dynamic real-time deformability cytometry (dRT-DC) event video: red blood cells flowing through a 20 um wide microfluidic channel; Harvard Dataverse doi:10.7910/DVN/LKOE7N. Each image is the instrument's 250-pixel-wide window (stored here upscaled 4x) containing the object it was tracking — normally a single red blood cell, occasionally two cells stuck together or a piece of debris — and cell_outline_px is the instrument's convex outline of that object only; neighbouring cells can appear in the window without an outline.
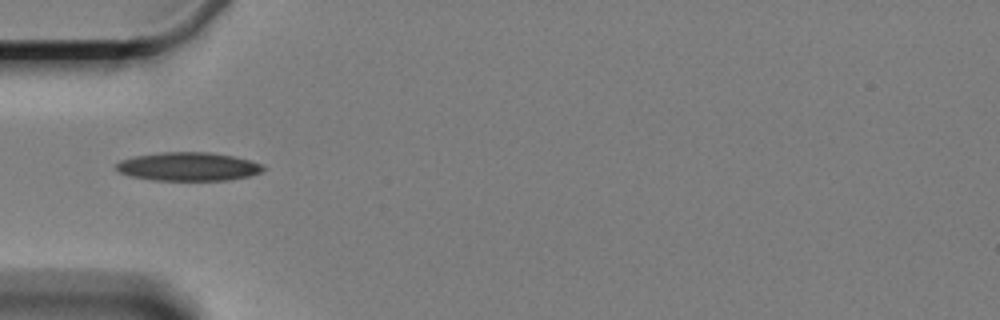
{"species": "Egyptian fruit bat (a non-hibernating species)", "species_latin": "Rousettus aegyptiacus", "temperature_condition": "cold", "stored_images_in_passage": 3, "camera_frame_rate_fps": 3000, "um_per_image_px": 0.085, "animal": {"sex": "female"}, "frame": {"image": 1, "passage_image": 1, "time_ms": 0.0, "image_size_px": [1000, 320], "cell_outline_px": [[268, 168], [260, 172], [248, 176], [228, 180], [152, 180], [132, 176], [120, 172], [116, 168], [116, 164], [120, 160], [132, 156], [160, 152], [212, 152], [252, 160], [264, 164]], "centroid_in_image_um": [16.04, 14.15], "position_along_channel_um": 69.0, "area_um2": 24.62}}
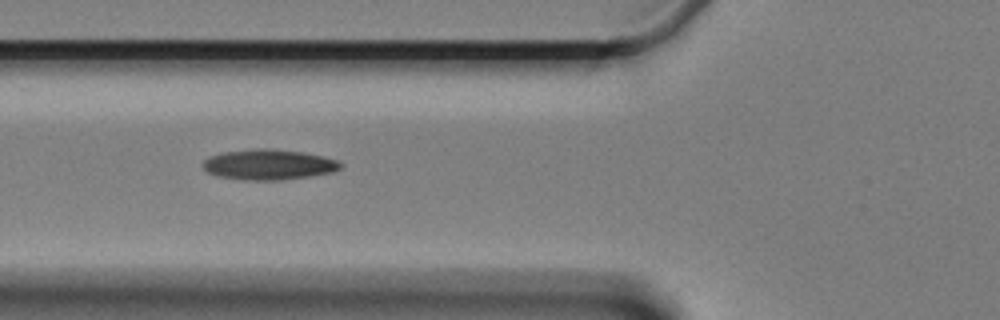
{"frame": {"image": 2, "passage_image": 2, "time_ms": 1.0, "image_size_px": [1000, 320], "cell_outline_px": [[344, 164], [340, 168], [332, 172], [308, 176], [280, 180], [244, 180], [216, 176], [208, 172], [200, 164], [208, 156], [224, 152], [256, 148], [268, 148], [300, 152], [324, 156], [336, 160]], "centroid_in_image_um": [22.8, 13.99], "position_along_channel_um": 103.0, "area_um2": 24.39}}
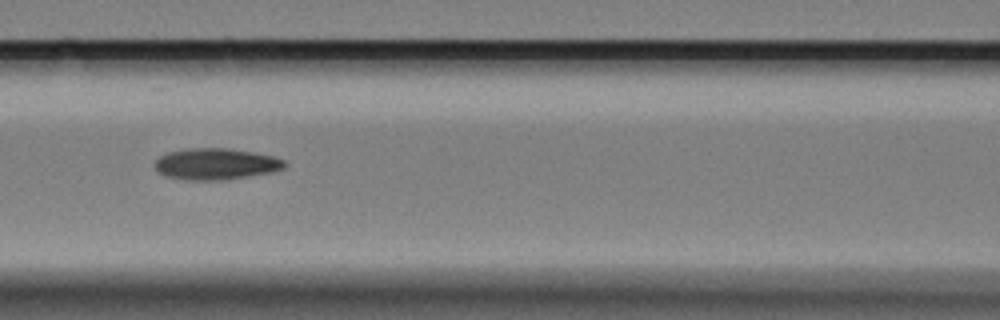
{"frame": {"image": 3, "passage_image": 3, "time_ms": 2.333, "image_size_px": [1000, 320], "cell_outline_px": [[288, 164], [284, 168], [272, 172], [224, 180], [188, 180], [164, 176], [156, 172], [156, 160], [160, 156], [168, 152], [184, 148], [228, 148], [252, 152], [272, 156], [284, 160]], "centroid_in_image_um": [18.33, 13.94], "position_along_channel_um": 148.3, "area_um2": 23.81}}